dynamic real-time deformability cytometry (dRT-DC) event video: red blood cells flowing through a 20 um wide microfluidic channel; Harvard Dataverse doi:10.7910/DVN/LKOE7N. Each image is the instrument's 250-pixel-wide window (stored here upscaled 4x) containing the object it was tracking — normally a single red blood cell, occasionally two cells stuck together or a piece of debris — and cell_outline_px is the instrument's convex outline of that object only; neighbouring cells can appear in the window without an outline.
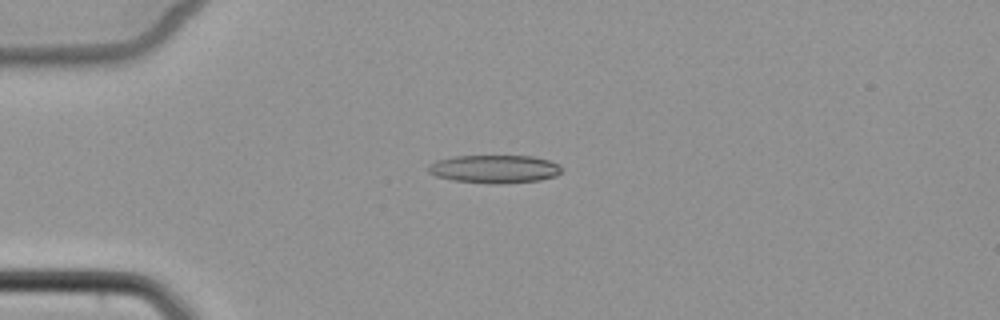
{"species": "common noctule bat (a hibernating species)", "species_latin": "Nyctalus noctula", "temperature_condition": "cold", "stored_images_in_passage": 6, "camera_frame_rate_fps": 3000, "um_per_image_px": 0.085, "animal": {"sex": "female", "body_mass_g": 22.7, "forearm_length_mm": 54.2}, "frame": {"image": 1, "passage_image": 3, "time_ms": 2.667, "image_size_px": [1000, 320], "cell_outline_px": [[564, 168], [556, 176], [540, 180], [500, 184], [488, 184], [452, 180], [436, 176], [428, 172], [428, 164], [436, 160], [456, 156], [532, 156], [548, 160], [560, 164]], "centroid_in_image_um": [42.04, 14.37], "position_along_channel_um": 43.0, "area_um2": 22.08}}
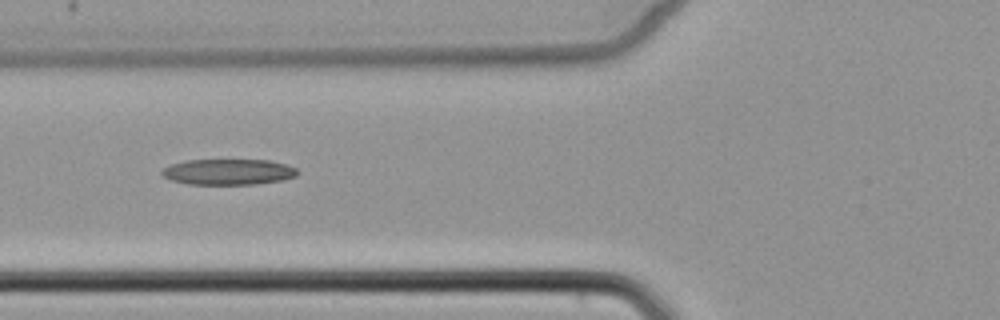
{"frame": {"image": 2, "passage_image": 5, "time_ms": 5.0, "image_size_px": [1000, 320], "cell_outline_px": [[300, 172], [296, 176], [284, 180], [256, 184], [188, 184], [172, 180], [164, 176], [160, 172], [164, 168], [172, 164], [184, 160], [268, 160], [284, 164], [296, 168]], "centroid_in_image_um": [19.43, 14.61], "position_along_channel_um": 106.4, "area_um2": 20.35}}
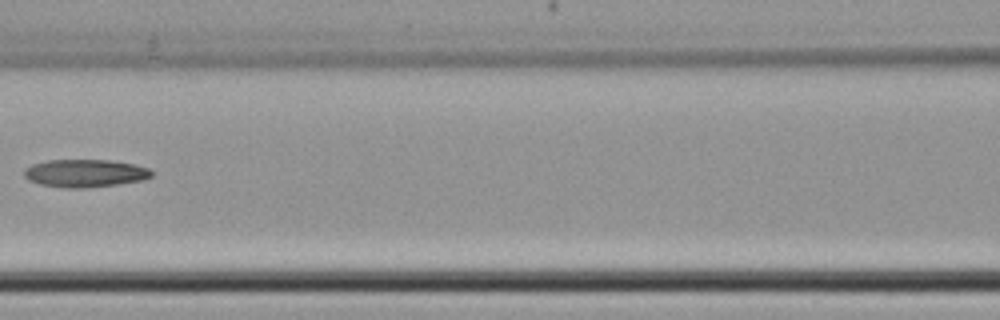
{"frame": {"image": 3, "passage_image": 6, "time_ms": 6.333, "image_size_px": [1000, 320], "cell_outline_px": [[152, 176], [144, 180], [88, 188], [64, 188], [40, 184], [28, 180], [24, 176], [24, 168], [32, 164], [48, 160], [108, 160], [132, 164], [148, 168], [152, 172]], "centroid_in_image_um": [7.19, 14.73], "position_along_channel_um": 159.4, "area_um2": 20.63}}